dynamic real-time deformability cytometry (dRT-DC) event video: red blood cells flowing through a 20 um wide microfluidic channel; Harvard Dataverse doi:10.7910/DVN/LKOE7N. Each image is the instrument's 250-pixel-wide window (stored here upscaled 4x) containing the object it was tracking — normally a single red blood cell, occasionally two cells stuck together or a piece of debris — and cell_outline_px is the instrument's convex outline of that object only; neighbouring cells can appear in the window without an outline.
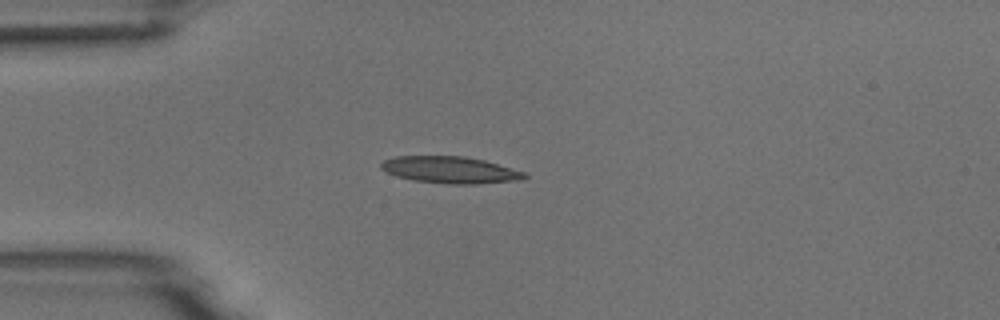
{"species": "common noctule bat (a hibernating species)", "species_latin": "Nyctalus noctula", "temperature_condition": "room temperature", "stored_images_in_passage": 41, "camera_frame_rate_fps": 3000, "um_per_image_px": 0.085, "animal": {"sex": "male", "body_mass_g": 18.8}, "frame": {"image": 1, "passage_image": 1, "time_ms": 0.0, "image_size_px": [1000, 320], "cell_outline_px": [[528, 176], [520, 180], [476, 184], [448, 184], [412, 180], [396, 176], [380, 168], [380, 164], [384, 160], [396, 156], [464, 156], [484, 160], [524, 172]], "centroid_in_image_um": [38.25, 14.44], "position_along_channel_um": 46.8, "area_um2": 22.31}}
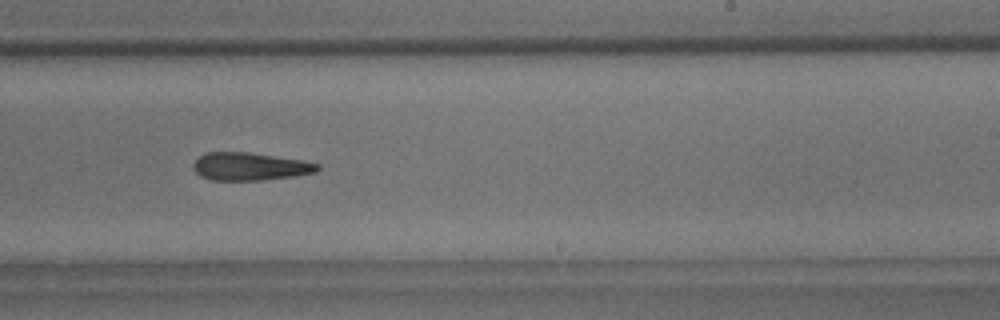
{"frame": {"image": 2, "passage_image": 20, "time_ms": 6.333, "image_size_px": [1000, 320], "cell_outline_px": [[320, 168], [316, 172], [296, 176], [264, 180], [212, 180], [200, 176], [192, 168], [192, 164], [200, 156], [208, 152], [248, 152], [304, 160], [320, 164]], "centroid_in_image_um": [21.27, 14.15], "position_along_channel_um": 267.7, "area_um2": 20.29}}
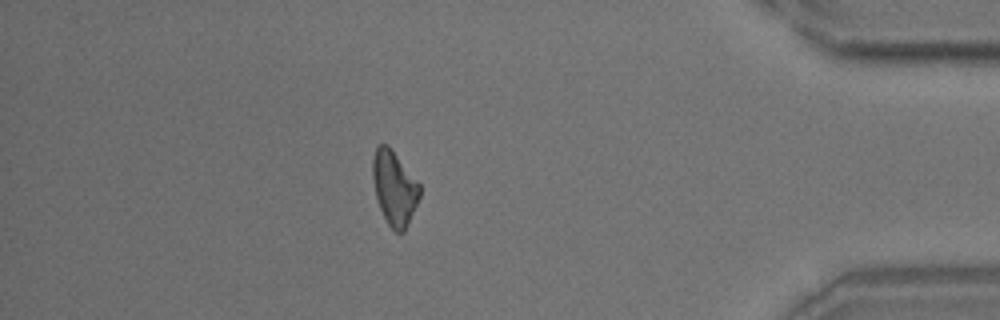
{"frame": {"image": 3, "passage_image": 34, "time_ms": 11.0, "image_size_px": [1000, 320], "cell_outline_px": [[420, 196], [404, 232], [396, 232], [388, 224], [380, 208], [376, 196], [372, 176], [372, 160], [376, 148], [380, 144], [388, 144], [420, 184]], "centroid_in_image_um": [33.51, 15.96], "position_along_channel_um": 401.7, "area_um2": 20.11}, "authors_computed_cell_mechanics": {"area_um2": 20.8658, "velocity_mm_per_s": 3.7295, "shape_relaxation_time_tau1_ms": 9.4057, "shape_relaxation_time_tau2_ms": null, "deformation_change_tau1": 0.2092, "deformation_change_tau2": null}}